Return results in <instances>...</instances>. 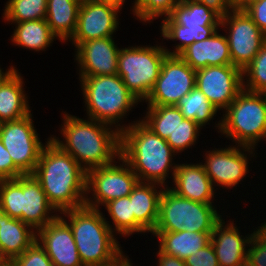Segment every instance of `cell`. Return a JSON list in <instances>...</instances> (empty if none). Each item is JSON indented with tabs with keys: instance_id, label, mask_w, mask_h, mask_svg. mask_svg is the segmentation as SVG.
Instances as JSON below:
<instances>
[{
	"instance_id": "obj_33",
	"label": "cell",
	"mask_w": 266,
	"mask_h": 266,
	"mask_svg": "<svg viewBox=\"0 0 266 266\" xmlns=\"http://www.w3.org/2000/svg\"><path fill=\"white\" fill-rule=\"evenodd\" d=\"M242 78L243 89L250 92L266 93V43L242 70Z\"/></svg>"
},
{
	"instance_id": "obj_8",
	"label": "cell",
	"mask_w": 266,
	"mask_h": 266,
	"mask_svg": "<svg viewBox=\"0 0 266 266\" xmlns=\"http://www.w3.org/2000/svg\"><path fill=\"white\" fill-rule=\"evenodd\" d=\"M161 37L179 40L173 52L165 47L168 55H179L194 42L211 37L220 27L221 17L204 4L190 0L180 1L168 17L162 19Z\"/></svg>"
},
{
	"instance_id": "obj_48",
	"label": "cell",
	"mask_w": 266,
	"mask_h": 266,
	"mask_svg": "<svg viewBox=\"0 0 266 266\" xmlns=\"http://www.w3.org/2000/svg\"><path fill=\"white\" fill-rule=\"evenodd\" d=\"M5 212L2 209V206L0 205V224L2 223V218L5 216Z\"/></svg>"
},
{
	"instance_id": "obj_49",
	"label": "cell",
	"mask_w": 266,
	"mask_h": 266,
	"mask_svg": "<svg viewBox=\"0 0 266 266\" xmlns=\"http://www.w3.org/2000/svg\"><path fill=\"white\" fill-rule=\"evenodd\" d=\"M0 266H12L10 262H0Z\"/></svg>"
},
{
	"instance_id": "obj_2",
	"label": "cell",
	"mask_w": 266,
	"mask_h": 266,
	"mask_svg": "<svg viewBox=\"0 0 266 266\" xmlns=\"http://www.w3.org/2000/svg\"><path fill=\"white\" fill-rule=\"evenodd\" d=\"M61 135L50 138L88 172L112 164L120 157V131L104 122L65 113ZM113 128V129H112Z\"/></svg>"
},
{
	"instance_id": "obj_7",
	"label": "cell",
	"mask_w": 266,
	"mask_h": 266,
	"mask_svg": "<svg viewBox=\"0 0 266 266\" xmlns=\"http://www.w3.org/2000/svg\"><path fill=\"white\" fill-rule=\"evenodd\" d=\"M215 125L235 145L255 148L266 140V93L243 89Z\"/></svg>"
},
{
	"instance_id": "obj_34",
	"label": "cell",
	"mask_w": 266,
	"mask_h": 266,
	"mask_svg": "<svg viewBox=\"0 0 266 266\" xmlns=\"http://www.w3.org/2000/svg\"><path fill=\"white\" fill-rule=\"evenodd\" d=\"M133 15L143 23H151L158 17H168L173 8L182 0H134ZM152 20V21H151Z\"/></svg>"
},
{
	"instance_id": "obj_19",
	"label": "cell",
	"mask_w": 266,
	"mask_h": 266,
	"mask_svg": "<svg viewBox=\"0 0 266 266\" xmlns=\"http://www.w3.org/2000/svg\"><path fill=\"white\" fill-rule=\"evenodd\" d=\"M54 266H83L69 224L57 216L37 231V239Z\"/></svg>"
},
{
	"instance_id": "obj_43",
	"label": "cell",
	"mask_w": 266,
	"mask_h": 266,
	"mask_svg": "<svg viewBox=\"0 0 266 266\" xmlns=\"http://www.w3.org/2000/svg\"><path fill=\"white\" fill-rule=\"evenodd\" d=\"M128 256L122 254L115 262L109 266H133L131 260L127 258Z\"/></svg>"
},
{
	"instance_id": "obj_3",
	"label": "cell",
	"mask_w": 266,
	"mask_h": 266,
	"mask_svg": "<svg viewBox=\"0 0 266 266\" xmlns=\"http://www.w3.org/2000/svg\"><path fill=\"white\" fill-rule=\"evenodd\" d=\"M133 122L120 132V157L130 165L140 182L166 187L168 175L172 173L174 177L178 165L172 163L176 152L140 119Z\"/></svg>"
},
{
	"instance_id": "obj_12",
	"label": "cell",
	"mask_w": 266,
	"mask_h": 266,
	"mask_svg": "<svg viewBox=\"0 0 266 266\" xmlns=\"http://www.w3.org/2000/svg\"><path fill=\"white\" fill-rule=\"evenodd\" d=\"M220 27L227 29L232 65L243 70L266 43V36L243 8L233 7L221 18Z\"/></svg>"
},
{
	"instance_id": "obj_25",
	"label": "cell",
	"mask_w": 266,
	"mask_h": 266,
	"mask_svg": "<svg viewBox=\"0 0 266 266\" xmlns=\"http://www.w3.org/2000/svg\"><path fill=\"white\" fill-rule=\"evenodd\" d=\"M23 77L17 69L0 84V120L10 122L31 113Z\"/></svg>"
},
{
	"instance_id": "obj_10",
	"label": "cell",
	"mask_w": 266,
	"mask_h": 266,
	"mask_svg": "<svg viewBox=\"0 0 266 266\" xmlns=\"http://www.w3.org/2000/svg\"><path fill=\"white\" fill-rule=\"evenodd\" d=\"M167 55L165 48L159 45L120 49L117 74L140 102L152 91Z\"/></svg>"
},
{
	"instance_id": "obj_50",
	"label": "cell",
	"mask_w": 266,
	"mask_h": 266,
	"mask_svg": "<svg viewBox=\"0 0 266 266\" xmlns=\"http://www.w3.org/2000/svg\"><path fill=\"white\" fill-rule=\"evenodd\" d=\"M2 126H3V122L0 120V134H1Z\"/></svg>"
},
{
	"instance_id": "obj_45",
	"label": "cell",
	"mask_w": 266,
	"mask_h": 266,
	"mask_svg": "<svg viewBox=\"0 0 266 266\" xmlns=\"http://www.w3.org/2000/svg\"><path fill=\"white\" fill-rule=\"evenodd\" d=\"M16 68L14 66H10L9 69H7L5 72L2 71V69L0 68V84L8 77L10 76L13 71L15 70Z\"/></svg>"
},
{
	"instance_id": "obj_15",
	"label": "cell",
	"mask_w": 266,
	"mask_h": 266,
	"mask_svg": "<svg viewBox=\"0 0 266 266\" xmlns=\"http://www.w3.org/2000/svg\"><path fill=\"white\" fill-rule=\"evenodd\" d=\"M235 146L206 151L204 159L206 161L202 165L214 188L216 184L219 187L222 186L223 189L235 187L246 177L249 171L248 163H250L247 154L249 153L251 158L254 157L255 148Z\"/></svg>"
},
{
	"instance_id": "obj_14",
	"label": "cell",
	"mask_w": 266,
	"mask_h": 266,
	"mask_svg": "<svg viewBox=\"0 0 266 266\" xmlns=\"http://www.w3.org/2000/svg\"><path fill=\"white\" fill-rule=\"evenodd\" d=\"M196 86V70L179 55H167L159 77L145 100L147 106L177 105Z\"/></svg>"
},
{
	"instance_id": "obj_23",
	"label": "cell",
	"mask_w": 266,
	"mask_h": 266,
	"mask_svg": "<svg viewBox=\"0 0 266 266\" xmlns=\"http://www.w3.org/2000/svg\"><path fill=\"white\" fill-rule=\"evenodd\" d=\"M218 32L205 40L194 42L179 56L194 70L214 65H232L227 37Z\"/></svg>"
},
{
	"instance_id": "obj_1",
	"label": "cell",
	"mask_w": 266,
	"mask_h": 266,
	"mask_svg": "<svg viewBox=\"0 0 266 266\" xmlns=\"http://www.w3.org/2000/svg\"><path fill=\"white\" fill-rule=\"evenodd\" d=\"M46 143L32 175L46 193L48 202L59 213L84 206L87 172L51 138Z\"/></svg>"
},
{
	"instance_id": "obj_21",
	"label": "cell",
	"mask_w": 266,
	"mask_h": 266,
	"mask_svg": "<svg viewBox=\"0 0 266 266\" xmlns=\"http://www.w3.org/2000/svg\"><path fill=\"white\" fill-rule=\"evenodd\" d=\"M175 187H168L180 197L204 204L214 203L216 193L210 178L200 162L178 164L173 177ZM215 189V190H214Z\"/></svg>"
},
{
	"instance_id": "obj_40",
	"label": "cell",
	"mask_w": 266,
	"mask_h": 266,
	"mask_svg": "<svg viewBox=\"0 0 266 266\" xmlns=\"http://www.w3.org/2000/svg\"><path fill=\"white\" fill-rule=\"evenodd\" d=\"M24 175L13 163L9 152L0 139V180L14 179Z\"/></svg>"
},
{
	"instance_id": "obj_6",
	"label": "cell",
	"mask_w": 266,
	"mask_h": 266,
	"mask_svg": "<svg viewBox=\"0 0 266 266\" xmlns=\"http://www.w3.org/2000/svg\"><path fill=\"white\" fill-rule=\"evenodd\" d=\"M0 205L7 216L21 220L36 232L58 216L32 174L0 180Z\"/></svg>"
},
{
	"instance_id": "obj_11",
	"label": "cell",
	"mask_w": 266,
	"mask_h": 266,
	"mask_svg": "<svg viewBox=\"0 0 266 266\" xmlns=\"http://www.w3.org/2000/svg\"><path fill=\"white\" fill-rule=\"evenodd\" d=\"M122 162L91 169L87 172L85 206L100 209L111 200L129 196L139 182L130 165L121 157ZM92 191V192H91ZM92 193V197L88 196ZM89 197V198H88Z\"/></svg>"
},
{
	"instance_id": "obj_46",
	"label": "cell",
	"mask_w": 266,
	"mask_h": 266,
	"mask_svg": "<svg viewBox=\"0 0 266 266\" xmlns=\"http://www.w3.org/2000/svg\"><path fill=\"white\" fill-rule=\"evenodd\" d=\"M95 1H100V2H105L108 4H112V5L119 7L120 9L123 8L124 2H125V0H95Z\"/></svg>"
},
{
	"instance_id": "obj_29",
	"label": "cell",
	"mask_w": 266,
	"mask_h": 266,
	"mask_svg": "<svg viewBox=\"0 0 266 266\" xmlns=\"http://www.w3.org/2000/svg\"><path fill=\"white\" fill-rule=\"evenodd\" d=\"M185 117L175 105L147 106L144 119H140L148 128L162 139L172 134Z\"/></svg>"
},
{
	"instance_id": "obj_27",
	"label": "cell",
	"mask_w": 266,
	"mask_h": 266,
	"mask_svg": "<svg viewBox=\"0 0 266 266\" xmlns=\"http://www.w3.org/2000/svg\"><path fill=\"white\" fill-rule=\"evenodd\" d=\"M82 0H47L46 22L61 42L75 32Z\"/></svg>"
},
{
	"instance_id": "obj_30",
	"label": "cell",
	"mask_w": 266,
	"mask_h": 266,
	"mask_svg": "<svg viewBox=\"0 0 266 266\" xmlns=\"http://www.w3.org/2000/svg\"><path fill=\"white\" fill-rule=\"evenodd\" d=\"M176 106L185 118L194 120L201 128L209 124L218 112L196 86L189 94L183 96Z\"/></svg>"
},
{
	"instance_id": "obj_17",
	"label": "cell",
	"mask_w": 266,
	"mask_h": 266,
	"mask_svg": "<svg viewBox=\"0 0 266 266\" xmlns=\"http://www.w3.org/2000/svg\"><path fill=\"white\" fill-rule=\"evenodd\" d=\"M120 8L105 2L82 0L74 34L69 39L76 48L79 44L105 37H113L119 27Z\"/></svg>"
},
{
	"instance_id": "obj_36",
	"label": "cell",
	"mask_w": 266,
	"mask_h": 266,
	"mask_svg": "<svg viewBox=\"0 0 266 266\" xmlns=\"http://www.w3.org/2000/svg\"><path fill=\"white\" fill-rule=\"evenodd\" d=\"M10 263L12 266H54L46 250L37 240Z\"/></svg>"
},
{
	"instance_id": "obj_37",
	"label": "cell",
	"mask_w": 266,
	"mask_h": 266,
	"mask_svg": "<svg viewBox=\"0 0 266 266\" xmlns=\"http://www.w3.org/2000/svg\"><path fill=\"white\" fill-rule=\"evenodd\" d=\"M248 246L246 266H266V241L253 232Z\"/></svg>"
},
{
	"instance_id": "obj_22",
	"label": "cell",
	"mask_w": 266,
	"mask_h": 266,
	"mask_svg": "<svg viewBox=\"0 0 266 266\" xmlns=\"http://www.w3.org/2000/svg\"><path fill=\"white\" fill-rule=\"evenodd\" d=\"M159 186L161 189L158 190ZM163 188L164 186L158 183L140 181L134 187L130 201L132 213L135 215V233H153L158 220Z\"/></svg>"
},
{
	"instance_id": "obj_32",
	"label": "cell",
	"mask_w": 266,
	"mask_h": 266,
	"mask_svg": "<svg viewBox=\"0 0 266 266\" xmlns=\"http://www.w3.org/2000/svg\"><path fill=\"white\" fill-rule=\"evenodd\" d=\"M104 206L113 221L114 227L108 224L113 232L126 237L135 233V215L132 213L130 195L111 200Z\"/></svg>"
},
{
	"instance_id": "obj_26",
	"label": "cell",
	"mask_w": 266,
	"mask_h": 266,
	"mask_svg": "<svg viewBox=\"0 0 266 266\" xmlns=\"http://www.w3.org/2000/svg\"><path fill=\"white\" fill-rule=\"evenodd\" d=\"M212 232H153L159 241V249L171 256L185 260L210 243Z\"/></svg>"
},
{
	"instance_id": "obj_44",
	"label": "cell",
	"mask_w": 266,
	"mask_h": 266,
	"mask_svg": "<svg viewBox=\"0 0 266 266\" xmlns=\"http://www.w3.org/2000/svg\"><path fill=\"white\" fill-rule=\"evenodd\" d=\"M261 240L266 241V222L253 231Z\"/></svg>"
},
{
	"instance_id": "obj_42",
	"label": "cell",
	"mask_w": 266,
	"mask_h": 266,
	"mask_svg": "<svg viewBox=\"0 0 266 266\" xmlns=\"http://www.w3.org/2000/svg\"><path fill=\"white\" fill-rule=\"evenodd\" d=\"M158 266H186L185 260H181L178 257L167 255L160 249L158 250Z\"/></svg>"
},
{
	"instance_id": "obj_31",
	"label": "cell",
	"mask_w": 266,
	"mask_h": 266,
	"mask_svg": "<svg viewBox=\"0 0 266 266\" xmlns=\"http://www.w3.org/2000/svg\"><path fill=\"white\" fill-rule=\"evenodd\" d=\"M3 11L10 23L46 19L47 0H8Z\"/></svg>"
},
{
	"instance_id": "obj_9",
	"label": "cell",
	"mask_w": 266,
	"mask_h": 266,
	"mask_svg": "<svg viewBox=\"0 0 266 266\" xmlns=\"http://www.w3.org/2000/svg\"><path fill=\"white\" fill-rule=\"evenodd\" d=\"M213 205L180 197L166 186L160 198L158 220L153 232H213L222 219Z\"/></svg>"
},
{
	"instance_id": "obj_47",
	"label": "cell",
	"mask_w": 266,
	"mask_h": 266,
	"mask_svg": "<svg viewBox=\"0 0 266 266\" xmlns=\"http://www.w3.org/2000/svg\"><path fill=\"white\" fill-rule=\"evenodd\" d=\"M250 1L252 0H231L232 6L235 8H243Z\"/></svg>"
},
{
	"instance_id": "obj_28",
	"label": "cell",
	"mask_w": 266,
	"mask_h": 266,
	"mask_svg": "<svg viewBox=\"0 0 266 266\" xmlns=\"http://www.w3.org/2000/svg\"><path fill=\"white\" fill-rule=\"evenodd\" d=\"M16 24L11 41L14 45L35 51H44L58 38L50 29L46 19L12 22Z\"/></svg>"
},
{
	"instance_id": "obj_41",
	"label": "cell",
	"mask_w": 266,
	"mask_h": 266,
	"mask_svg": "<svg viewBox=\"0 0 266 266\" xmlns=\"http://www.w3.org/2000/svg\"><path fill=\"white\" fill-rule=\"evenodd\" d=\"M204 4L207 8L216 12L221 18L224 17L232 8L231 0H190Z\"/></svg>"
},
{
	"instance_id": "obj_18",
	"label": "cell",
	"mask_w": 266,
	"mask_h": 266,
	"mask_svg": "<svg viewBox=\"0 0 266 266\" xmlns=\"http://www.w3.org/2000/svg\"><path fill=\"white\" fill-rule=\"evenodd\" d=\"M75 50L79 78L117 74L120 48L115 44L113 37L83 42Z\"/></svg>"
},
{
	"instance_id": "obj_13",
	"label": "cell",
	"mask_w": 266,
	"mask_h": 266,
	"mask_svg": "<svg viewBox=\"0 0 266 266\" xmlns=\"http://www.w3.org/2000/svg\"><path fill=\"white\" fill-rule=\"evenodd\" d=\"M38 136L32 113L22 119L3 123L0 139L14 165L24 175L33 173L45 146Z\"/></svg>"
},
{
	"instance_id": "obj_5",
	"label": "cell",
	"mask_w": 266,
	"mask_h": 266,
	"mask_svg": "<svg viewBox=\"0 0 266 266\" xmlns=\"http://www.w3.org/2000/svg\"><path fill=\"white\" fill-rule=\"evenodd\" d=\"M79 81L88 118L109 124L121 132L125 126L118 122L140 102L121 77L118 74L99 75L79 78Z\"/></svg>"
},
{
	"instance_id": "obj_4",
	"label": "cell",
	"mask_w": 266,
	"mask_h": 266,
	"mask_svg": "<svg viewBox=\"0 0 266 266\" xmlns=\"http://www.w3.org/2000/svg\"><path fill=\"white\" fill-rule=\"evenodd\" d=\"M58 214L68 218L63 219L72 230L83 266H109L123 254L100 209L84 205Z\"/></svg>"
},
{
	"instance_id": "obj_20",
	"label": "cell",
	"mask_w": 266,
	"mask_h": 266,
	"mask_svg": "<svg viewBox=\"0 0 266 266\" xmlns=\"http://www.w3.org/2000/svg\"><path fill=\"white\" fill-rule=\"evenodd\" d=\"M225 223L222 218L215 225L210 240L219 266H246L247 247L253 233L242 236L232 221Z\"/></svg>"
},
{
	"instance_id": "obj_35",
	"label": "cell",
	"mask_w": 266,
	"mask_h": 266,
	"mask_svg": "<svg viewBox=\"0 0 266 266\" xmlns=\"http://www.w3.org/2000/svg\"><path fill=\"white\" fill-rule=\"evenodd\" d=\"M201 127L191 119L184 118L175 131L167 137L166 142L177 153L195 145ZM182 151V152H181Z\"/></svg>"
},
{
	"instance_id": "obj_39",
	"label": "cell",
	"mask_w": 266,
	"mask_h": 266,
	"mask_svg": "<svg viewBox=\"0 0 266 266\" xmlns=\"http://www.w3.org/2000/svg\"><path fill=\"white\" fill-rule=\"evenodd\" d=\"M243 9L266 36V0H252Z\"/></svg>"
},
{
	"instance_id": "obj_24",
	"label": "cell",
	"mask_w": 266,
	"mask_h": 266,
	"mask_svg": "<svg viewBox=\"0 0 266 266\" xmlns=\"http://www.w3.org/2000/svg\"><path fill=\"white\" fill-rule=\"evenodd\" d=\"M37 239V232L19 219L5 215L0 224V261L10 262Z\"/></svg>"
},
{
	"instance_id": "obj_38",
	"label": "cell",
	"mask_w": 266,
	"mask_h": 266,
	"mask_svg": "<svg viewBox=\"0 0 266 266\" xmlns=\"http://www.w3.org/2000/svg\"><path fill=\"white\" fill-rule=\"evenodd\" d=\"M186 266H219L211 242L185 259Z\"/></svg>"
},
{
	"instance_id": "obj_16",
	"label": "cell",
	"mask_w": 266,
	"mask_h": 266,
	"mask_svg": "<svg viewBox=\"0 0 266 266\" xmlns=\"http://www.w3.org/2000/svg\"><path fill=\"white\" fill-rule=\"evenodd\" d=\"M196 87L217 110H225L243 90L242 70L234 65L198 69Z\"/></svg>"
}]
</instances>
